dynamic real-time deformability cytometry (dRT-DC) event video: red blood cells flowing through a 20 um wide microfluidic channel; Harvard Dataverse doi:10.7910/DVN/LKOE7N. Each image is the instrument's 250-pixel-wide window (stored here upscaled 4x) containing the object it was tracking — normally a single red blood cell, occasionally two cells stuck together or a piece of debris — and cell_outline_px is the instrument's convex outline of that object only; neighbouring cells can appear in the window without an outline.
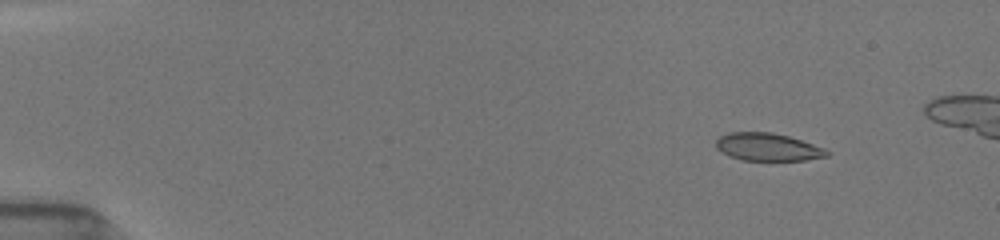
{"species": "common noctule bat (a hibernating species)", "species_latin": "Nyctalus noctula", "temperature_condition": "room temperature", "stored_images_in_passage": 49, "camera_frame_rate_fps": 3000, "um_per_image_px": 0.085, "animal": {"sex": "female", "body_mass_g": 19.5, "forearm_length_mm": 54.1}, "frame": {"image": 1, "passage_image": 6, "time_ms": 1.667, "image_size_px": [1000, 240], "cell_outline_px": [[832, 152], [828, 156], [804, 160], [740, 160], [728, 156], [720, 152], [716, 148], [716, 140], [720, 136], [728, 132], [772, 132], [788, 136], [824, 148]], "centroid_in_image_um": [65.22, 12.5], "position_along_channel_um": 19.8, "area_um2": 17.98}}
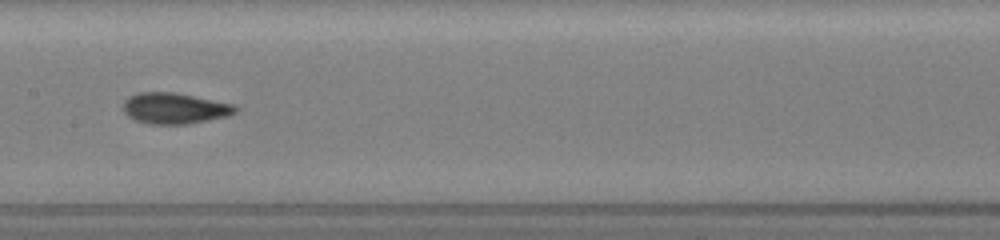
{"frame": {"image": 2, "passage_image": 28, "time_ms": 9.0, "image_size_px": [1000, 240], "cell_outline_px": [[240, 108], [236, 112], [228, 116], [188, 124], [148, 124], [136, 120], [128, 116], [124, 112], [124, 100], [128, 96], [136, 92], [172, 92], [236, 104]], "centroid_in_image_um": [14.86, 9.2], "position_along_channel_um": 192.5, "area_um2": 20.4}}
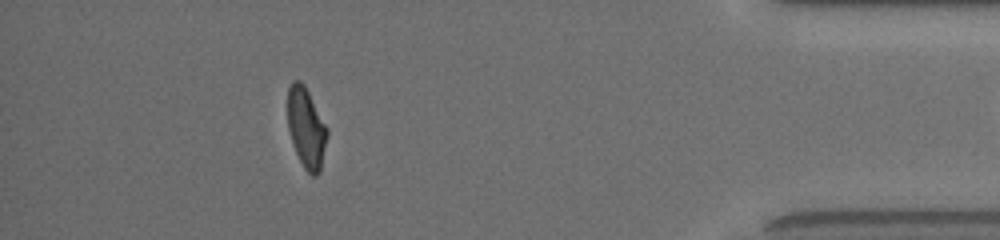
{"frame": {"image": 3, "passage_image": 48, "time_ms": 15.667, "image_size_px": [1000, 240], "cell_outline_px": [[328, 136], [320, 172], [316, 176], [312, 176], [304, 168], [296, 152], [288, 128], [288, 88], [292, 80], [300, 80], [304, 84], [328, 128]], "centroid_in_image_um": [26.05, 10.87], "position_along_channel_um": 409.2, "area_um2": 18.5}}